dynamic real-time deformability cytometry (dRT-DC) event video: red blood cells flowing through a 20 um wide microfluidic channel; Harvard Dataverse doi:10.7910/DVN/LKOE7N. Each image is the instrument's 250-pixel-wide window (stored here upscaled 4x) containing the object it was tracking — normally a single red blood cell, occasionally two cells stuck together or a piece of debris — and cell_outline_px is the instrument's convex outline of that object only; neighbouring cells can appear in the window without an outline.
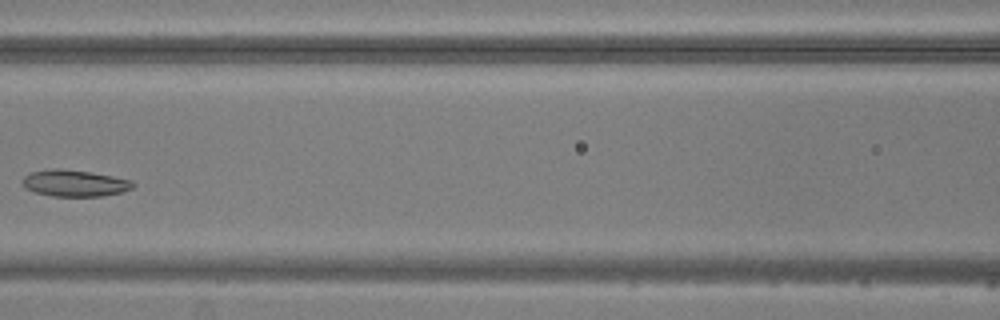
{"species": "common noctule bat (a hibernating species)", "species_latin": "Nyctalus noctula", "temperature_condition": "warm", "stored_images_in_passage": 5, "camera_frame_rate_fps": 3000, "um_per_image_px": 0.085, "animal": {"sex": "male", "body_mass_g": 20.5, "forearm_length_mm": 52.5}, "frame": {"image": 1, "passage_image": 5, "time_ms": 4.667, "image_size_px": [1000, 320], "cell_outline_px": [[136, 184], [132, 188], [120, 192], [100, 196], [52, 196], [36, 192], [24, 188], [20, 180], [24, 176], [32, 172], [48, 168], [56, 168], [88, 172], [112, 176], [132, 180]], "centroid_in_image_um": [6.3, 15.56], "position_along_channel_um": 160.3, "area_um2": 17.05}}